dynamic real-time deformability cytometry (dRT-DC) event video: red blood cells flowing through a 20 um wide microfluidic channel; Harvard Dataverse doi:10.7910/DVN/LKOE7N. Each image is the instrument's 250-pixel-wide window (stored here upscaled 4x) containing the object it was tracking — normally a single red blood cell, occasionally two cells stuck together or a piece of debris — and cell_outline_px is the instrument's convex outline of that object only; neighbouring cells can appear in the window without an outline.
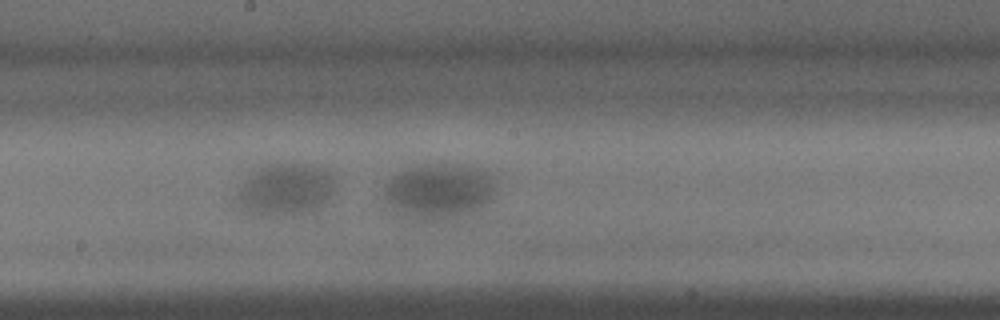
{"species": "common noctule bat (a hibernating species)", "species_latin": "Nyctalus noctula", "temperature_condition": "warm", "stored_images_in_passage": 35, "camera_frame_rate_fps": 3000, "um_per_image_px": 0.085, "animal": {"sex": "male", "body_mass_g": 15.6}, "frame": {"image": 1, "passage_image": 19, "time_ms": 6.0, "image_size_px": [1000, 320], "cell_outline_px": [[336, 188], [324, 204], [316, 212], [296, 216], [252, 216], [240, 212], [236, 200], [236, 196], [244, 180], [252, 172], [264, 164], [308, 164], [324, 168], [336, 172]], "centroid_in_image_um": [24.29, 16.16], "position_along_channel_um": 223.9, "area_um2": 31.44}}